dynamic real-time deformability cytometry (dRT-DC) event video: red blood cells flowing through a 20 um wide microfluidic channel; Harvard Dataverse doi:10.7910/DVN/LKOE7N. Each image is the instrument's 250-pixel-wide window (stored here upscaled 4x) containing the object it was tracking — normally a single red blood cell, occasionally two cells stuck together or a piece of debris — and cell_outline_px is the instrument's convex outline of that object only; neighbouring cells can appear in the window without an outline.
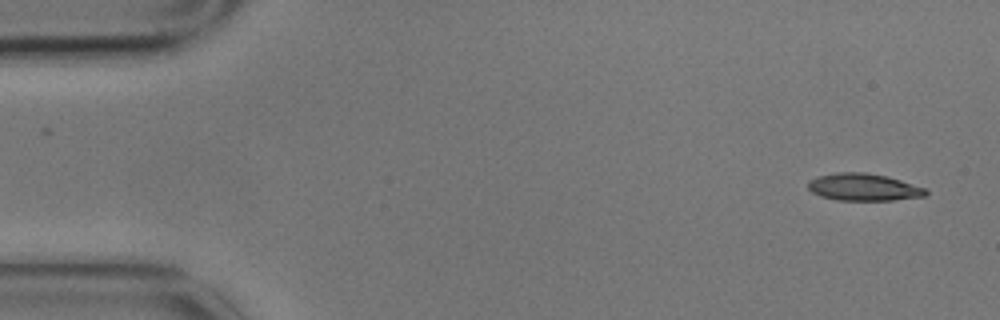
{"species": "common noctule bat (a hibernating species)", "species_latin": "Nyctalus noctula", "temperature_condition": "cold", "stored_images_in_passage": 9, "camera_frame_rate_fps": 3000, "um_per_image_px": 0.085, "animal": {"sex": "male", "body_mass_g": 17.9}, "frame": {"image": 1, "passage_image": 1, "time_ms": 0.0, "image_size_px": [1000, 320], "cell_outline_px": [[928, 192], [924, 196], [892, 200], [836, 200], [820, 196], [812, 192], [808, 188], [808, 180], [820, 176], [836, 172], [864, 172], [888, 176], [924, 188]], "centroid_in_image_um": [73.37, 15.9], "position_along_channel_um": 11.6, "area_um2": 18.55}}
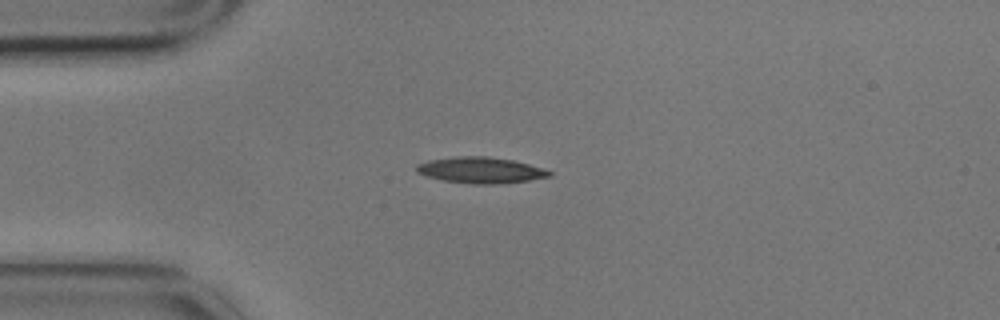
{"frame": {"image": 2, "passage_image": 4, "time_ms": 1.0, "image_size_px": [1000, 320], "cell_outline_px": [[552, 176], [528, 180], [492, 184], [472, 184], [444, 180], [428, 176], [416, 172], [416, 164], [428, 160], [456, 156], [488, 156], [512, 160], [528, 164], [552, 172]], "centroid_in_image_um": [40.82, 14.45], "position_along_channel_um": 44.2, "area_um2": 19.94}}